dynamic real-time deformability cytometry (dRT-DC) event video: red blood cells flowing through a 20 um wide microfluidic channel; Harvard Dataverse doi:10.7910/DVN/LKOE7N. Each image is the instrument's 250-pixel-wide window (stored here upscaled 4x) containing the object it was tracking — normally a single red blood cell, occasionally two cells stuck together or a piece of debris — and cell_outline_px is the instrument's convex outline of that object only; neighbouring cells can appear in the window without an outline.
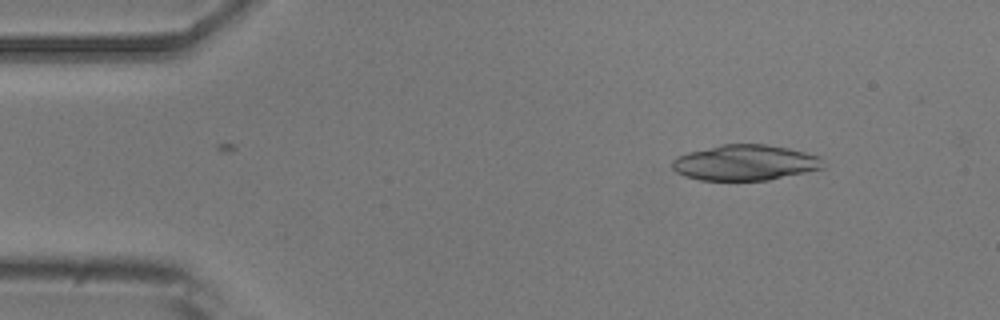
{"species": "common noctule bat (a hibernating species)", "species_latin": "Nyctalus noctula", "temperature_condition": "room temperature", "stored_images_in_passage": 4, "camera_frame_rate_fps": 3000, "um_per_image_px": 0.085, "animal": {"sex": "male", "body_mass_g": 20.5, "forearm_length_mm": 52.5}, "frame": {"image": 1, "passage_image": 1, "time_ms": 0.0, "image_size_px": [1000, 320], "cell_outline_px": [[824, 168], [768, 180], [700, 180], [684, 176], [676, 172], [672, 168], [672, 160], [676, 156], [688, 152], [720, 144], [764, 144], [788, 148], [820, 156]], "centroid_in_image_um": [63.29, 13.82], "position_along_channel_um": 21.7, "area_um2": 31.33}}